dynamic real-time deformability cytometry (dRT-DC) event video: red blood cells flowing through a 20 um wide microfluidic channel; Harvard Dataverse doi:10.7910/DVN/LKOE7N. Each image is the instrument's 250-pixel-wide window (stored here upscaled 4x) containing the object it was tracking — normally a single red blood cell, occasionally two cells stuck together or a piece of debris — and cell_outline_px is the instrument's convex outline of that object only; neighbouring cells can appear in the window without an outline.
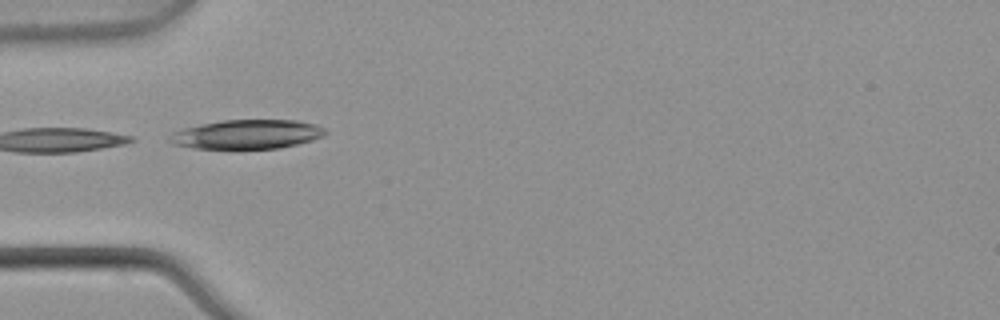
{"species": "common noctule bat (a hibernating species)", "species_latin": "Nyctalus noctula", "temperature_condition": "warm", "stored_images_in_passage": 6, "camera_frame_rate_fps": 3000, "um_per_image_px": 0.085, "animal": {"sex": "male", "body_mass_g": 21.5, "forearm_length_mm": 52.0}, "frame": {"image": 1, "passage_image": 4, "time_ms": 1.0, "image_size_px": [1000, 320], "cell_outline_px": [[328, 132], [324, 136], [312, 140], [280, 148], [192, 148], [172, 144], [168, 140], [172, 132], [184, 128], [200, 124], [224, 120], [296, 120], [316, 124], [324, 128]], "centroid_in_image_um": [21.01, 11.41], "position_along_channel_um": 64.0, "area_um2": 26.41}}
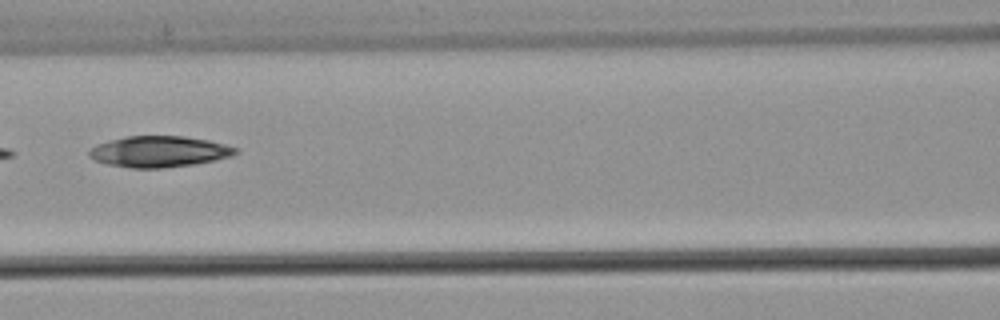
{"frame": {"image": 2, "passage_image": 6, "time_ms": 1.667, "image_size_px": [1000, 320], "cell_outline_px": [[240, 148], [236, 152], [228, 156], [216, 160], [192, 164], [160, 168], [132, 168], [108, 164], [96, 160], [88, 156], [88, 152], [96, 144], [128, 136], [184, 136], [208, 140]], "centroid_in_image_um": [13.52, 12.88], "position_along_channel_um": 153.1, "area_um2": 26.18}}